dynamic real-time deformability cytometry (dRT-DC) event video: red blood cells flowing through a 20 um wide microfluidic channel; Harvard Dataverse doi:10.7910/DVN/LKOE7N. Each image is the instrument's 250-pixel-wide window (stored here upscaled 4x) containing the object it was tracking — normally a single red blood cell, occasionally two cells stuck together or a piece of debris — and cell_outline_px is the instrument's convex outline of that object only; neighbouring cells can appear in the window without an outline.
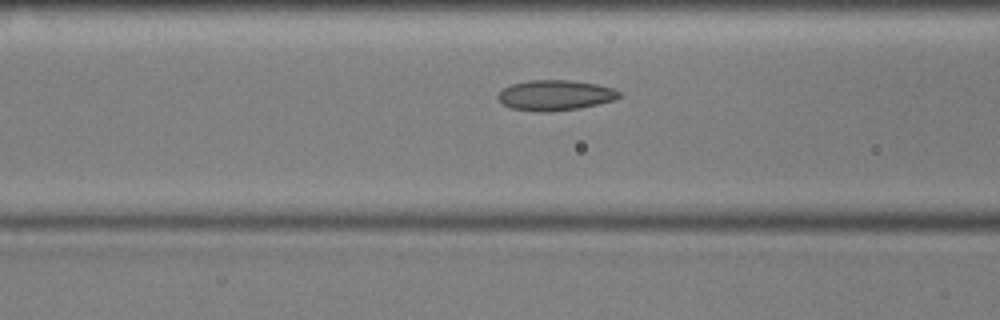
{"species": "common noctule bat (a hibernating species)", "species_latin": "Nyctalus noctula", "temperature_condition": "cold", "stored_images_in_passage": 51, "camera_frame_rate_fps": 3000, "um_per_image_px": 0.085, "animal": {"sex": "male", "body_mass_g": 17.9, "forearm_length_mm": 54.2}, "frame": {"image": 1, "passage_image": 17, "time_ms": 5.333, "image_size_px": [1000, 320], "cell_outline_px": [[620, 96], [616, 100], [580, 108], [552, 112], [512, 108], [504, 104], [496, 96], [504, 88], [512, 84], [528, 80], [572, 80], [596, 84], [612, 88], [620, 92]], "centroid_in_image_um": [47.23, 8.09], "position_along_channel_um": 119.4, "area_um2": 21.27}}
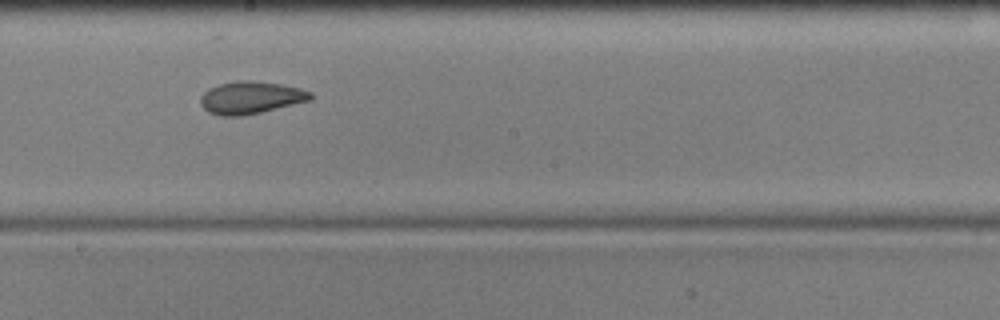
{"frame": {"image": 2, "passage_image": 26, "time_ms": 8.333, "image_size_px": [1000, 320], "cell_outline_px": [[312, 100], [244, 116], [220, 116], [208, 112], [200, 104], [200, 96], [208, 88], [216, 84], [236, 80], [248, 80], [280, 84], [300, 88], [312, 92]], "centroid_in_image_um": [21.28, 8.29], "position_along_channel_um": 226.9, "area_um2": 21.04}}
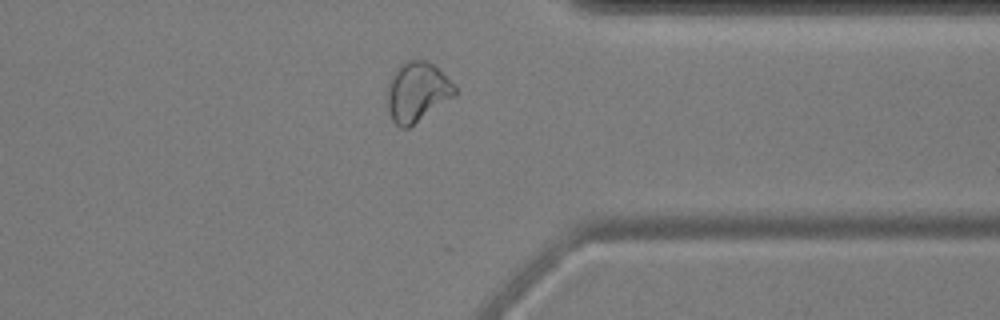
{"frame": {"image": 3, "passage_image": 39, "time_ms": 12.667, "image_size_px": [1000, 320], "cell_outline_px": [[456, 96], [408, 128], [400, 128], [392, 120], [388, 108], [388, 84], [396, 68], [400, 64], [408, 60], [428, 60], [456, 88]], "centroid_in_image_um": [35.45, 7.82], "position_along_channel_um": 376.0, "area_um2": 23.18}, "authors_computed_cell_mechanics": {"area_um2": 21.7328, "velocity_mm_per_s": 3.5813, "shape_relaxation_time_tau1_ms": 5.2472, "shape_relaxation_time_tau2_ms": 3.0017, "deformation_change_tau1": 0.1154, "deformation_change_tau2": 0.0704}}